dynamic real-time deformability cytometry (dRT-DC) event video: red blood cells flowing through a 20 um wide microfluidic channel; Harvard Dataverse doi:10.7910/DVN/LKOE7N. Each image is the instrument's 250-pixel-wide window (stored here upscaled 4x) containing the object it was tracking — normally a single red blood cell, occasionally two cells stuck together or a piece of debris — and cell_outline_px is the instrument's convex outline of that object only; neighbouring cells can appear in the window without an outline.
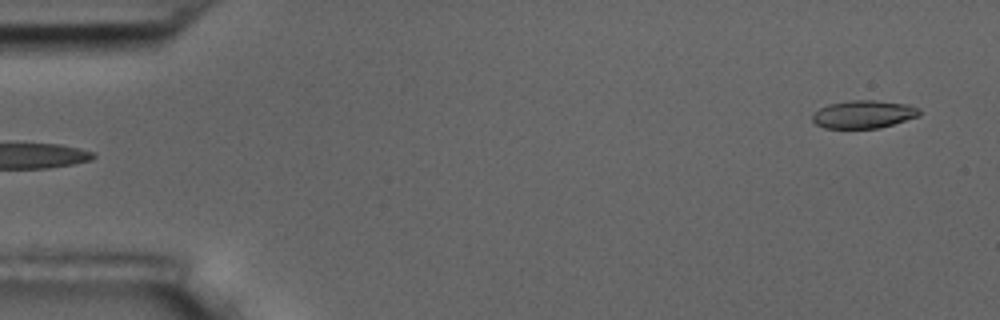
{"species": "common noctule bat (a hibernating species)", "species_latin": "Nyctalus noctula", "temperature_condition": "room temperature", "stored_images_in_passage": 5, "camera_frame_rate_fps": 3000, "um_per_image_px": 0.085, "animal": {"sex": "male", "body_mass_g": 17.5, "forearm_length_mm": 52.3}, "frame": {"image": 1, "passage_image": 5, "time_ms": 4.667, "image_size_px": [1000, 320], "cell_outline_px": [[920, 116], [880, 128], [824, 128], [816, 124], [812, 120], [812, 116], [820, 108], [828, 104], [852, 100], [876, 100], [908, 104], [920, 108]], "centroid_in_image_um": [73.44, 9.71], "position_along_channel_um": 11.6, "area_um2": 17.46}}